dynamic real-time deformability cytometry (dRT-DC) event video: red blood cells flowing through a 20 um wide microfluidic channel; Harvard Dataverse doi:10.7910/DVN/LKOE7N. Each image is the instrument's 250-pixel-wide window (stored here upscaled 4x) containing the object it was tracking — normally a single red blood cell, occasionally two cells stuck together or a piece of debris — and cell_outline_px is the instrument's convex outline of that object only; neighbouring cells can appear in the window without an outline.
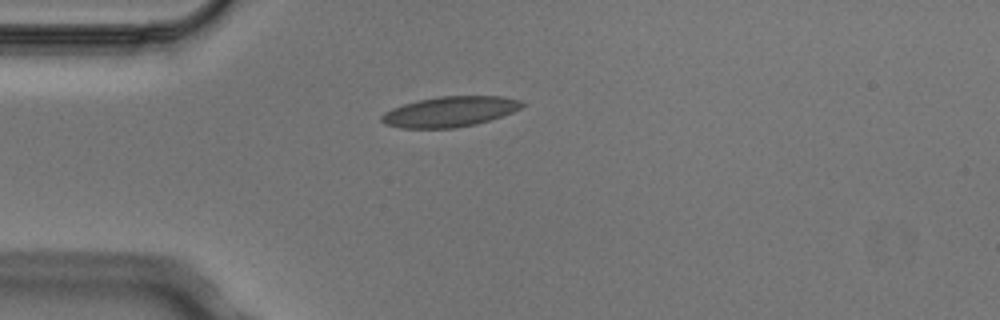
{"species": "Egyptian fruit bat (a non-hibernating species)", "species_latin": "Rousettus aegyptiacus", "temperature_condition": "cold", "stored_images_in_passage": 2, "camera_frame_rate_fps": 3000, "um_per_image_px": 0.085, "animal": {"sex": "male"}, "frame": {"image": 1, "passage_image": 2, "time_ms": 0.333, "image_size_px": [1000, 320], "cell_outline_px": [[524, 104], [520, 108], [512, 112], [476, 124], [452, 128], [400, 128], [384, 124], [380, 120], [380, 116], [384, 112], [392, 108], [404, 104], [420, 100], [440, 96], [504, 96], [520, 100]], "centroid_in_image_um": [38.2, 9.49], "position_along_channel_um": 46.8, "area_um2": 24.68}}